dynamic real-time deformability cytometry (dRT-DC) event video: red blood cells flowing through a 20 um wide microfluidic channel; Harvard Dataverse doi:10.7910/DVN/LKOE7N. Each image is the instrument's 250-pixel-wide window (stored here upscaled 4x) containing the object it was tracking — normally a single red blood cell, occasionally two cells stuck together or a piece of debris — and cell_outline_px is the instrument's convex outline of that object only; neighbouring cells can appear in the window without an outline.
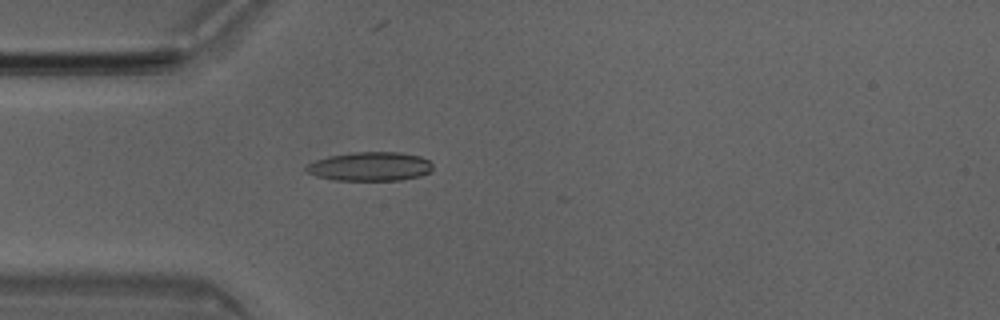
{"species": "Egyptian fruit bat (a non-hibernating species)", "species_latin": "Rousettus aegyptiacus", "temperature_condition": "room temperature", "stored_images_in_passage": 20, "camera_frame_rate_fps": 3000, "um_per_image_px": 0.085, "animal": {"sex": "male"}, "frame": {"image": 1, "passage_image": 14, "time_ms": 4.333, "image_size_px": [1000, 320], "cell_outline_px": [[432, 172], [420, 176], [400, 180], [336, 180], [316, 176], [308, 172], [304, 168], [308, 164], [316, 160], [328, 156], [352, 152], [400, 152], [420, 156], [428, 160], [432, 164]], "centroid_in_image_um": [31.48, 14.14], "position_along_channel_um": 53.5, "area_um2": 21.39}}